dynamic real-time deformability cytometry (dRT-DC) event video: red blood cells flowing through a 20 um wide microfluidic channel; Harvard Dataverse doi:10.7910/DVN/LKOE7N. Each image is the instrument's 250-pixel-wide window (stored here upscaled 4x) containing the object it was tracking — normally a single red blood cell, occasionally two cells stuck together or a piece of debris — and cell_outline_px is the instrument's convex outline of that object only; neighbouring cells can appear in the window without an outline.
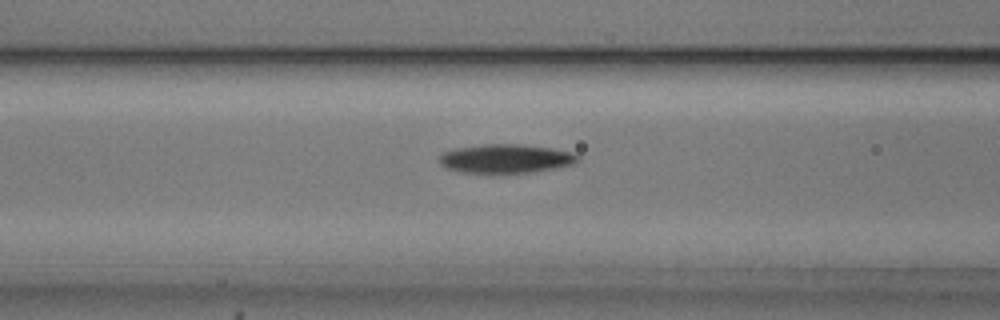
{"species": "common noctule bat (a hibernating species)", "species_latin": "Nyctalus noctula", "temperature_condition": "cold", "stored_images_in_passage": 50, "camera_frame_rate_fps": 3000, "um_per_image_px": 0.085, "animal": {"sex": "male", "body_mass_g": 20.5, "forearm_length_mm": 52.5}, "frame": {"image": 1, "passage_image": 18, "time_ms": 5.667, "image_size_px": [1000, 320], "cell_outline_px": [[580, 160], [576, 164], [556, 168], [532, 172], [492, 176], [460, 172], [448, 168], [440, 164], [440, 156], [444, 152], [452, 148], [480, 144], [520, 144], [552, 148], [572, 152], [580, 156]], "centroid_in_image_um": [42.99, 13.52], "position_along_channel_um": 123.6, "area_um2": 24.39}}
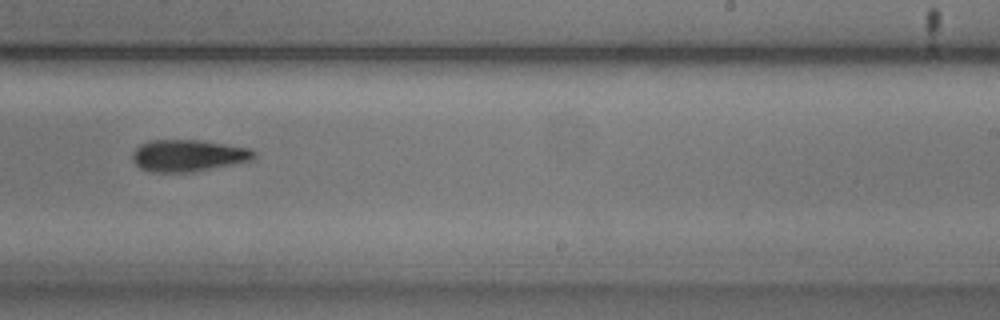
{"frame": {"image": 2, "passage_image": 30, "time_ms": 9.667, "image_size_px": [1000, 320], "cell_outline_px": [[256, 156], [252, 160], [192, 172], [152, 172], [140, 168], [132, 160], [132, 152], [140, 144], [152, 140], [196, 140], [224, 144], [248, 148], [256, 152]], "centroid_in_image_um": [15.96, 13.23], "position_along_channel_um": 273.0, "area_um2": 22.37}}
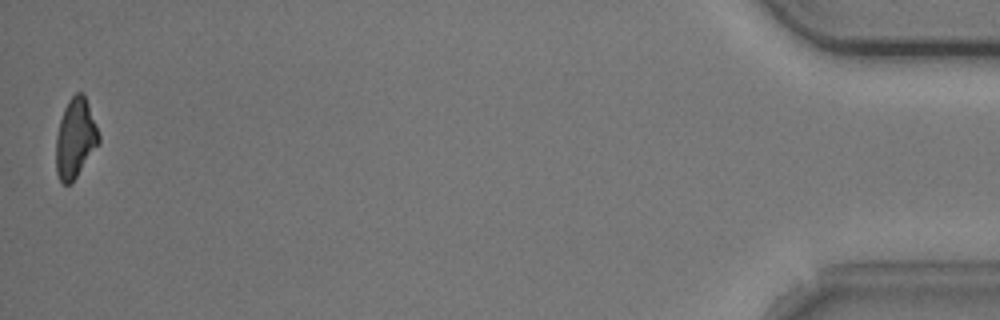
{"frame": {"image": 3, "passage_image": 50, "time_ms": 16.333, "image_size_px": [1000, 320], "cell_outline_px": [[100, 140], [72, 184], [64, 184], [60, 180], [56, 172], [56, 136], [60, 120], [64, 108], [68, 100], [76, 92], [84, 92], [96, 124], [100, 136]], "centroid_in_image_um": [6.39, 11.74], "position_along_channel_um": 428.8, "area_um2": 19.77}, "authors_computed_cell_mechanics": {"area_um2": 21.9929, "velocity_mm_per_s": 3.7427, "shape_relaxation_time_tau1_ms": 2.3733, "shape_relaxation_time_tau2_ms": null, "deformation_change_tau1": 0.1417, "deformation_change_tau2": null}}